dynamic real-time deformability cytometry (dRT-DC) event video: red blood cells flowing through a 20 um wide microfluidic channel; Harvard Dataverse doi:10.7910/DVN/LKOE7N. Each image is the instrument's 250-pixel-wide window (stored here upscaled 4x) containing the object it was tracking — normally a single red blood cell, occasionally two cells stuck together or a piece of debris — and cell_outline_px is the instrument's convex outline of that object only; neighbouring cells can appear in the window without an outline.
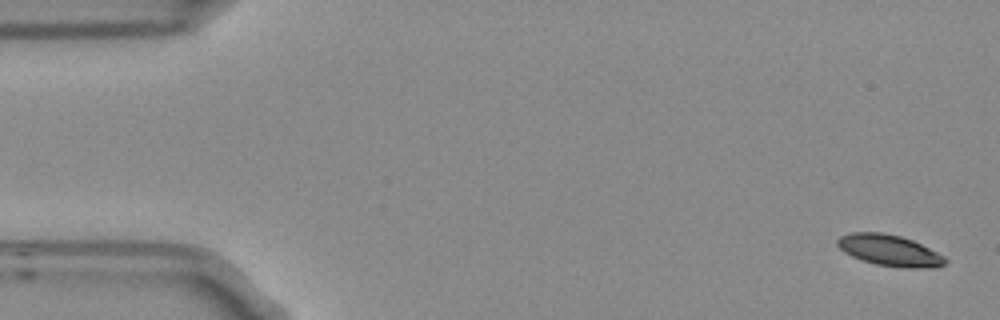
{"species": "Egyptian fruit bat (a non-hibernating species)", "species_latin": "Rousettus aegyptiacus", "temperature_condition": "room temperature", "stored_images_in_passage": 5, "camera_frame_rate_fps": 3000, "um_per_image_px": 0.085, "frame": {"image": 1, "passage_image": 1, "time_ms": 0.0, "image_size_px": [1000, 320], "cell_outline_px": [[948, 260], [944, 264], [936, 268], [932, 268], [876, 264], [852, 256], [844, 252], [836, 244], [836, 240], [840, 236], [852, 232], [880, 232], [900, 236], [912, 240], [944, 256]], "centroid_in_image_um": [75.58, 21.26], "position_along_channel_um": 9.4, "area_um2": 19.07}}
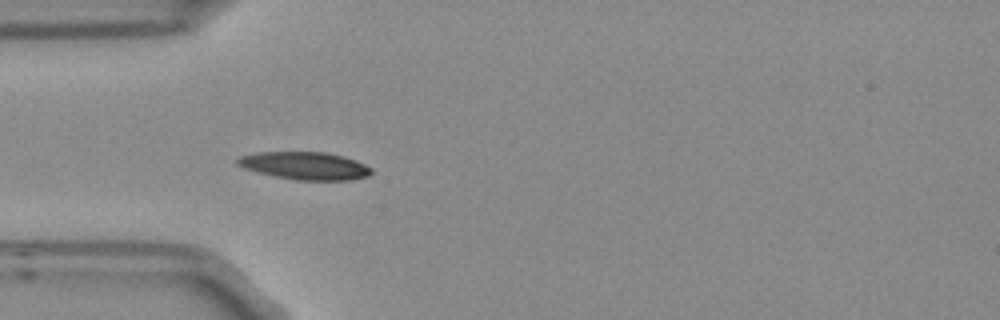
{"frame": {"image": 2, "passage_image": 5, "time_ms": 1.333, "image_size_px": [1000, 320], "cell_outline_px": [[372, 172], [368, 176], [348, 180], [296, 180], [276, 176], [244, 168], [236, 164], [236, 160], [240, 156], [256, 152], [328, 152], [344, 156], [356, 160], [372, 168]], "centroid_in_image_um": [25.94, 14.08], "position_along_channel_um": 59.1, "area_um2": 21.56}}